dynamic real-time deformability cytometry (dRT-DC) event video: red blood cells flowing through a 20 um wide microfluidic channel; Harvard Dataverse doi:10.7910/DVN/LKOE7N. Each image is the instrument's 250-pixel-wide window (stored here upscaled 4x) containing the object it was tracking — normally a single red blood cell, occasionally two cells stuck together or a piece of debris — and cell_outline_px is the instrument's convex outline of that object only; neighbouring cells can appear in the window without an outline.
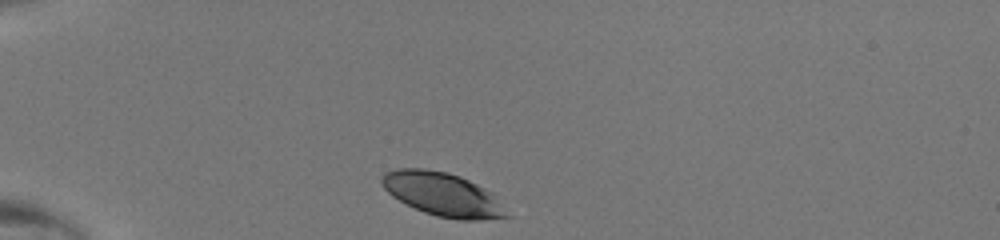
{"species": "human", "species_latin": "Homo sapiens", "temperature_condition": "room temperature", "stored_images_in_passage": 30, "camera_frame_rate_fps": 3000, "um_per_image_px": 0.085, "donor": {"sex": "male"}, "frame": {"image": 1, "passage_image": 1, "time_ms": 0.0, "image_size_px": [1000, 240], "cell_outline_px": [[512, 216], [480, 220], [456, 220], [436, 216], [424, 212], [392, 196], [384, 188], [380, 180], [380, 176], [384, 172], [400, 168], [424, 168], [444, 172], [460, 176], [492, 192]], "centroid_in_image_um": [37.64, 16.52], "position_along_channel_um": 47.4, "area_um2": 31.67}}
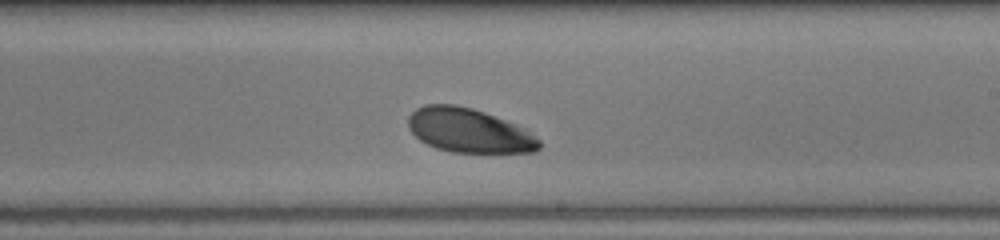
{"frame": {"image": 2, "passage_image": 18, "time_ms": 5.667, "image_size_px": [1000, 240], "cell_outline_px": [[540, 148], [536, 152], [452, 152], [436, 148], [420, 140], [408, 128], [408, 116], [416, 108], [424, 104], [456, 104], [472, 108], [484, 112], [504, 120], [528, 132], [540, 140]], "centroid_in_image_um": [39.8, 11.09], "position_along_channel_um": 249.2, "area_um2": 33.35}}
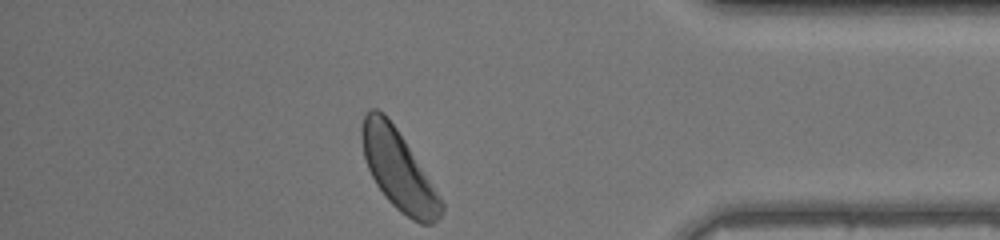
{"frame": {"image": 3, "passage_image": 30, "time_ms": 9.667, "image_size_px": [1000, 240], "cell_outline_px": [[444, 208], [440, 216], [432, 224], [420, 224], [412, 220], [400, 212], [384, 196], [376, 184], [368, 168], [364, 156], [360, 136], [360, 128], [364, 116], [372, 108], [376, 108], [384, 112], [396, 128], [404, 140], [440, 196], [444, 204]], "centroid_in_image_um": [33.84, 14.45], "position_along_channel_um": 401.4, "area_um2": 36.36}}